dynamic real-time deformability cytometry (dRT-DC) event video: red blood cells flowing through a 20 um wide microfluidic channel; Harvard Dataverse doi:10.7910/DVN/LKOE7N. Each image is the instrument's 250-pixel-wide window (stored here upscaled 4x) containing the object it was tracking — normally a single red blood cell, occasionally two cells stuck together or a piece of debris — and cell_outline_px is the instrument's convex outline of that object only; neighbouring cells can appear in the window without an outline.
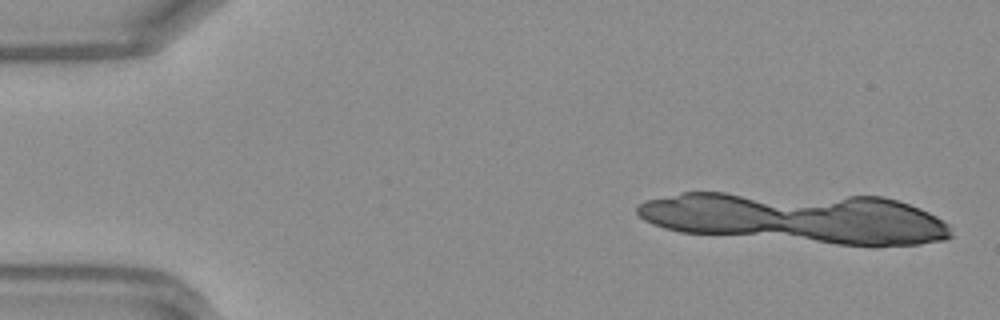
{"species": "Egyptian fruit bat (a non-hibernating species)", "species_latin": "Rousettus aegyptiacus", "temperature_condition": "warm", "stored_images_in_passage": 12, "camera_frame_rate_fps": 3000, "um_per_image_px": 0.085, "frame": {"image": 1, "passage_image": 1, "time_ms": 0.0, "image_size_px": [1000, 320], "cell_outline_px": [[944, 236], [924, 240], [888, 244], [852, 244], [828, 240], [812, 236], [804, 232], [876, 200], [888, 200], [904, 204], [924, 212], [936, 220], [940, 224]], "centroid_in_image_um": [74.78, 19.15], "position_along_channel_um": 10.2, "area_um2": 28.9}}
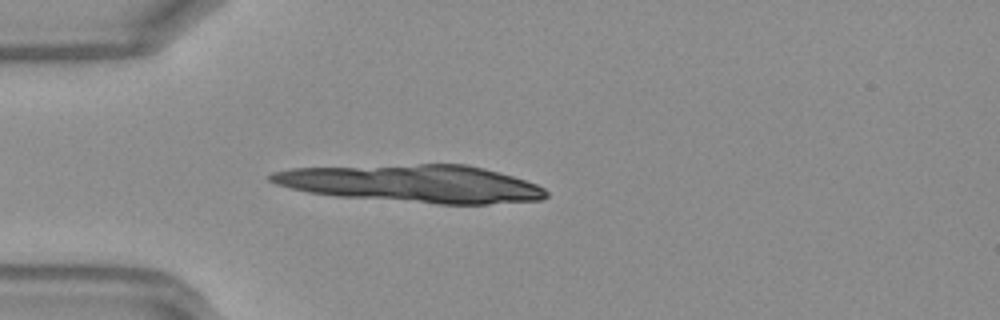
{"frame": {"image": 2, "passage_image": 12, "time_ms": 3.667, "image_size_px": [1000, 320], "cell_outline_px": [[540, 196], [492, 200], [432, 200], [416, 196], [416, 192], [476, 172], [488, 172], [504, 176], [528, 184], [536, 188]], "centroid_in_image_um": [40.75, 16.03], "position_along_channel_um": 44.2, "area_um2": 16.82}}